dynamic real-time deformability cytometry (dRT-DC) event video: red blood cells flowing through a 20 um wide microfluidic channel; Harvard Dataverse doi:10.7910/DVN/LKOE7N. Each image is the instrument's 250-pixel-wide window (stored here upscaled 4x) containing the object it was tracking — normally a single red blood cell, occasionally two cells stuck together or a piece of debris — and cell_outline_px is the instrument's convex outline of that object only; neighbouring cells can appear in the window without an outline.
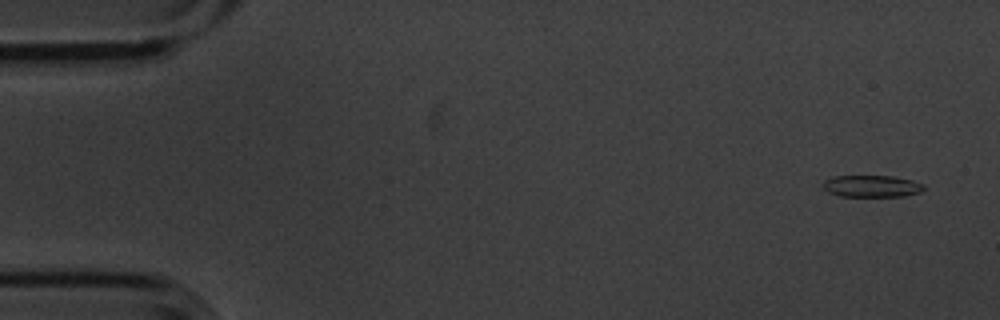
{"species": "common noctule bat (a hibernating species)", "species_latin": "Nyctalus noctula", "temperature_condition": "cold", "stored_images_in_passage": 4, "camera_frame_rate_fps": 3000, "um_per_image_px": 0.085, "animal": {"sex": "male", "body_mass_g": 20.1, "forearm_length_mm": 53.5}, "frame": {"image": 1, "passage_image": 1, "time_ms": 0.0, "image_size_px": [1000, 320], "cell_outline_px": [[924, 188], [920, 192], [904, 196], [840, 196], [828, 192], [820, 184], [824, 180], [836, 176], [892, 176], [912, 180], [924, 184]], "centroid_in_image_um": [74.08, 15.82], "position_along_channel_um": 10.9, "area_um2": 12.83}}